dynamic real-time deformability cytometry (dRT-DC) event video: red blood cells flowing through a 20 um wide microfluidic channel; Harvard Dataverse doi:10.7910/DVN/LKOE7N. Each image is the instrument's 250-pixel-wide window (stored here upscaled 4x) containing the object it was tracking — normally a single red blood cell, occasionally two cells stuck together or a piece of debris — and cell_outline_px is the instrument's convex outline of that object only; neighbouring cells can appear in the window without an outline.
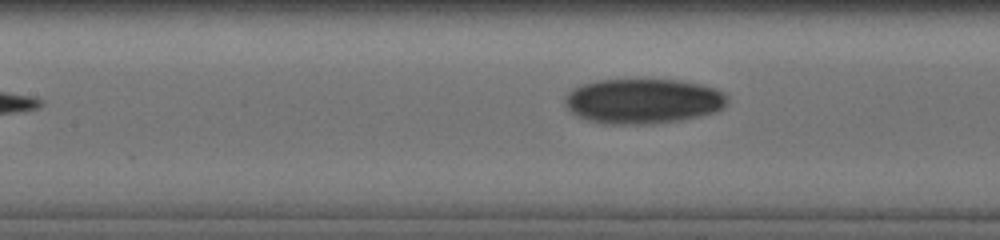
{"species": "human", "species_latin": "Homo sapiens", "temperature_condition": "cold", "stored_images_in_passage": 15, "camera_frame_rate_fps": 3000, "um_per_image_px": 0.085, "donor": {"sex": "male"}, "frame": {"image": 1, "passage_image": 5, "time_ms": 2.0, "image_size_px": [1000, 240], "cell_outline_px": [[728, 100], [716, 112], [680, 120], [648, 124], [604, 124], [580, 116], [572, 112], [568, 108], [564, 100], [568, 92], [572, 88], [596, 80], [680, 80], [700, 84], [716, 88], [724, 92], [728, 96]], "centroid_in_image_um": [54.68, 8.58], "position_along_channel_um": 152.7, "area_um2": 42.37}}